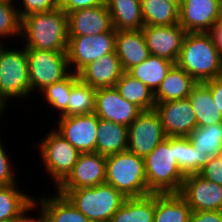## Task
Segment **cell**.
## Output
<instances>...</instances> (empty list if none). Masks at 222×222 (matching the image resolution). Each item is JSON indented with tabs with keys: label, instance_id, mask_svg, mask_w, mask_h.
Here are the masks:
<instances>
[{
	"label": "cell",
	"instance_id": "f546056e",
	"mask_svg": "<svg viewBox=\"0 0 222 222\" xmlns=\"http://www.w3.org/2000/svg\"><path fill=\"white\" fill-rule=\"evenodd\" d=\"M144 25L169 26L179 23V7L167 0H140Z\"/></svg>",
	"mask_w": 222,
	"mask_h": 222
},
{
	"label": "cell",
	"instance_id": "836d02e7",
	"mask_svg": "<svg viewBox=\"0 0 222 222\" xmlns=\"http://www.w3.org/2000/svg\"><path fill=\"white\" fill-rule=\"evenodd\" d=\"M196 150L209 157L222 154V123L207 127H197L189 136Z\"/></svg>",
	"mask_w": 222,
	"mask_h": 222
},
{
	"label": "cell",
	"instance_id": "d590c367",
	"mask_svg": "<svg viewBox=\"0 0 222 222\" xmlns=\"http://www.w3.org/2000/svg\"><path fill=\"white\" fill-rule=\"evenodd\" d=\"M13 36H21V19L17 6L0 2V39H11Z\"/></svg>",
	"mask_w": 222,
	"mask_h": 222
},
{
	"label": "cell",
	"instance_id": "8fae6325",
	"mask_svg": "<svg viewBox=\"0 0 222 222\" xmlns=\"http://www.w3.org/2000/svg\"><path fill=\"white\" fill-rule=\"evenodd\" d=\"M54 128L80 153L96 152L98 117L95 113L58 117Z\"/></svg>",
	"mask_w": 222,
	"mask_h": 222
},
{
	"label": "cell",
	"instance_id": "2e32d148",
	"mask_svg": "<svg viewBox=\"0 0 222 222\" xmlns=\"http://www.w3.org/2000/svg\"><path fill=\"white\" fill-rule=\"evenodd\" d=\"M142 112L125 100L115 87L96 89L94 113L99 119L129 126Z\"/></svg>",
	"mask_w": 222,
	"mask_h": 222
},
{
	"label": "cell",
	"instance_id": "ee69618b",
	"mask_svg": "<svg viewBox=\"0 0 222 222\" xmlns=\"http://www.w3.org/2000/svg\"><path fill=\"white\" fill-rule=\"evenodd\" d=\"M211 34L216 48L222 56V20L216 23L209 31Z\"/></svg>",
	"mask_w": 222,
	"mask_h": 222
},
{
	"label": "cell",
	"instance_id": "83f0119b",
	"mask_svg": "<svg viewBox=\"0 0 222 222\" xmlns=\"http://www.w3.org/2000/svg\"><path fill=\"white\" fill-rule=\"evenodd\" d=\"M155 194L126 198L110 222H153Z\"/></svg>",
	"mask_w": 222,
	"mask_h": 222
},
{
	"label": "cell",
	"instance_id": "f1b7e54d",
	"mask_svg": "<svg viewBox=\"0 0 222 222\" xmlns=\"http://www.w3.org/2000/svg\"><path fill=\"white\" fill-rule=\"evenodd\" d=\"M115 88L125 100L135 104L142 111L153 110L155 108L154 93L147 85L133 78L127 72L122 74L116 82Z\"/></svg>",
	"mask_w": 222,
	"mask_h": 222
},
{
	"label": "cell",
	"instance_id": "f6af8a7d",
	"mask_svg": "<svg viewBox=\"0 0 222 222\" xmlns=\"http://www.w3.org/2000/svg\"><path fill=\"white\" fill-rule=\"evenodd\" d=\"M0 2L17 6V4L14 2V0H0Z\"/></svg>",
	"mask_w": 222,
	"mask_h": 222
},
{
	"label": "cell",
	"instance_id": "f35d334b",
	"mask_svg": "<svg viewBox=\"0 0 222 222\" xmlns=\"http://www.w3.org/2000/svg\"><path fill=\"white\" fill-rule=\"evenodd\" d=\"M198 174L211 182L222 185V154L210 157Z\"/></svg>",
	"mask_w": 222,
	"mask_h": 222
},
{
	"label": "cell",
	"instance_id": "4fadbf2b",
	"mask_svg": "<svg viewBox=\"0 0 222 222\" xmlns=\"http://www.w3.org/2000/svg\"><path fill=\"white\" fill-rule=\"evenodd\" d=\"M106 156L97 152L80 153L77 163L55 190L90 188L105 183Z\"/></svg>",
	"mask_w": 222,
	"mask_h": 222
},
{
	"label": "cell",
	"instance_id": "d6986e66",
	"mask_svg": "<svg viewBox=\"0 0 222 222\" xmlns=\"http://www.w3.org/2000/svg\"><path fill=\"white\" fill-rule=\"evenodd\" d=\"M124 73L116 54L109 53L101 59L90 62L77 74L81 81L95 89L115 87L116 82Z\"/></svg>",
	"mask_w": 222,
	"mask_h": 222
},
{
	"label": "cell",
	"instance_id": "c3c4849f",
	"mask_svg": "<svg viewBox=\"0 0 222 222\" xmlns=\"http://www.w3.org/2000/svg\"><path fill=\"white\" fill-rule=\"evenodd\" d=\"M5 114V110H4V108L0 105V117L2 116V114L3 113ZM0 120H1V118H0Z\"/></svg>",
	"mask_w": 222,
	"mask_h": 222
},
{
	"label": "cell",
	"instance_id": "7c38bea8",
	"mask_svg": "<svg viewBox=\"0 0 222 222\" xmlns=\"http://www.w3.org/2000/svg\"><path fill=\"white\" fill-rule=\"evenodd\" d=\"M167 137H188L197 128V118L188 98L156 103Z\"/></svg>",
	"mask_w": 222,
	"mask_h": 222
},
{
	"label": "cell",
	"instance_id": "30bf717a",
	"mask_svg": "<svg viewBox=\"0 0 222 222\" xmlns=\"http://www.w3.org/2000/svg\"><path fill=\"white\" fill-rule=\"evenodd\" d=\"M166 138L158 113L154 109L142 111L128 126L127 150L145 158Z\"/></svg>",
	"mask_w": 222,
	"mask_h": 222
},
{
	"label": "cell",
	"instance_id": "cb8c5ba5",
	"mask_svg": "<svg viewBox=\"0 0 222 222\" xmlns=\"http://www.w3.org/2000/svg\"><path fill=\"white\" fill-rule=\"evenodd\" d=\"M116 31L141 30L144 26L140 0H106Z\"/></svg>",
	"mask_w": 222,
	"mask_h": 222
},
{
	"label": "cell",
	"instance_id": "277c9868",
	"mask_svg": "<svg viewBox=\"0 0 222 222\" xmlns=\"http://www.w3.org/2000/svg\"><path fill=\"white\" fill-rule=\"evenodd\" d=\"M105 183L126 198L151 194L147 187L144 158L128 150L106 156Z\"/></svg>",
	"mask_w": 222,
	"mask_h": 222
},
{
	"label": "cell",
	"instance_id": "9c48e42d",
	"mask_svg": "<svg viewBox=\"0 0 222 222\" xmlns=\"http://www.w3.org/2000/svg\"><path fill=\"white\" fill-rule=\"evenodd\" d=\"M116 34L117 31L112 28L95 36H68L67 58L70 71L78 73L90 62L114 53Z\"/></svg>",
	"mask_w": 222,
	"mask_h": 222
},
{
	"label": "cell",
	"instance_id": "e575fe53",
	"mask_svg": "<svg viewBox=\"0 0 222 222\" xmlns=\"http://www.w3.org/2000/svg\"><path fill=\"white\" fill-rule=\"evenodd\" d=\"M96 89L80 79L72 86L68 101V117L94 113Z\"/></svg>",
	"mask_w": 222,
	"mask_h": 222
},
{
	"label": "cell",
	"instance_id": "ac0fdd59",
	"mask_svg": "<svg viewBox=\"0 0 222 222\" xmlns=\"http://www.w3.org/2000/svg\"><path fill=\"white\" fill-rule=\"evenodd\" d=\"M67 17L68 36H95L113 28L106 4L74 10Z\"/></svg>",
	"mask_w": 222,
	"mask_h": 222
},
{
	"label": "cell",
	"instance_id": "d6a6232c",
	"mask_svg": "<svg viewBox=\"0 0 222 222\" xmlns=\"http://www.w3.org/2000/svg\"><path fill=\"white\" fill-rule=\"evenodd\" d=\"M79 80L78 74L71 72L66 78L47 86L41 91L45 102L56 111L57 117H68V101L72 86Z\"/></svg>",
	"mask_w": 222,
	"mask_h": 222
},
{
	"label": "cell",
	"instance_id": "9a60e30c",
	"mask_svg": "<svg viewBox=\"0 0 222 222\" xmlns=\"http://www.w3.org/2000/svg\"><path fill=\"white\" fill-rule=\"evenodd\" d=\"M141 30L149 54L165 58L176 64L187 34L179 23L169 26L144 25Z\"/></svg>",
	"mask_w": 222,
	"mask_h": 222
},
{
	"label": "cell",
	"instance_id": "b9f144b4",
	"mask_svg": "<svg viewBox=\"0 0 222 222\" xmlns=\"http://www.w3.org/2000/svg\"><path fill=\"white\" fill-rule=\"evenodd\" d=\"M191 222H222V211H192Z\"/></svg>",
	"mask_w": 222,
	"mask_h": 222
},
{
	"label": "cell",
	"instance_id": "7dc6e473",
	"mask_svg": "<svg viewBox=\"0 0 222 222\" xmlns=\"http://www.w3.org/2000/svg\"><path fill=\"white\" fill-rule=\"evenodd\" d=\"M219 11H220V16L222 20V0H219Z\"/></svg>",
	"mask_w": 222,
	"mask_h": 222
},
{
	"label": "cell",
	"instance_id": "484cf974",
	"mask_svg": "<svg viewBox=\"0 0 222 222\" xmlns=\"http://www.w3.org/2000/svg\"><path fill=\"white\" fill-rule=\"evenodd\" d=\"M188 99L196 114L197 127H207L222 123L221 112L214 102L210 88L205 83H197L193 87Z\"/></svg>",
	"mask_w": 222,
	"mask_h": 222
},
{
	"label": "cell",
	"instance_id": "6da1fadb",
	"mask_svg": "<svg viewBox=\"0 0 222 222\" xmlns=\"http://www.w3.org/2000/svg\"><path fill=\"white\" fill-rule=\"evenodd\" d=\"M26 49L67 52L68 17L57 7L50 12L29 14L21 19V36ZM25 40V41H24Z\"/></svg>",
	"mask_w": 222,
	"mask_h": 222
},
{
	"label": "cell",
	"instance_id": "5bb4252c",
	"mask_svg": "<svg viewBox=\"0 0 222 222\" xmlns=\"http://www.w3.org/2000/svg\"><path fill=\"white\" fill-rule=\"evenodd\" d=\"M179 194L192 211H222V185L199 174L186 175Z\"/></svg>",
	"mask_w": 222,
	"mask_h": 222
},
{
	"label": "cell",
	"instance_id": "ba28073f",
	"mask_svg": "<svg viewBox=\"0 0 222 222\" xmlns=\"http://www.w3.org/2000/svg\"><path fill=\"white\" fill-rule=\"evenodd\" d=\"M31 93L66 78L70 73L67 52L26 49ZM35 90V91H34Z\"/></svg>",
	"mask_w": 222,
	"mask_h": 222
},
{
	"label": "cell",
	"instance_id": "bcb514c9",
	"mask_svg": "<svg viewBox=\"0 0 222 222\" xmlns=\"http://www.w3.org/2000/svg\"><path fill=\"white\" fill-rule=\"evenodd\" d=\"M167 1H170V2H172L174 4H176L179 7L183 0H167Z\"/></svg>",
	"mask_w": 222,
	"mask_h": 222
},
{
	"label": "cell",
	"instance_id": "d4e9b609",
	"mask_svg": "<svg viewBox=\"0 0 222 222\" xmlns=\"http://www.w3.org/2000/svg\"><path fill=\"white\" fill-rule=\"evenodd\" d=\"M192 210L179 193L155 194L153 222H191Z\"/></svg>",
	"mask_w": 222,
	"mask_h": 222
},
{
	"label": "cell",
	"instance_id": "e0dca14e",
	"mask_svg": "<svg viewBox=\"0 0 222 222\" xmlns=\"http://www.w3.org/2000/svg\"><path fill=\"white\" fill-rule=\"evenodd\" d=\"M221 20L219 0H183L179 25L187 32H209Z\"/></svg>",
	"mask_w": 222,
	"mask_h": 222
},
{
	"label": "cell",
	"instance_id": "60d3db41",
	"mask_svg": "<svg viewBox=\"0 0 222 222\" xmlns=\"http://www.w3.org/2000/svg\"><path fill=\"white\" fill-rule=\"evenodd\" d=\"M204 83L210 88L214 102L222 115V75Z\"/></svg>",
	"mask_w": 222,
	"mask_h": 222
},
{
	"label": "cell",
	"instance_id": "ffe728a7",
	"mask_svg": "<svg viewBox=\"0 0 222 222\" xmlns=\"http://www.w3.org/2000/svg\"><path fill=\"white\" fill-rule=\"evenodd\" d=\"M115 52L124 72L142 63L150 55L142 30L117 31Z\"/></svg>",
	"mask_w": 222,
	"mask_h": 222
},
{
	"label": "cell",
	"instance_id": "603a6c76",
	"mask_svg": "<svg viewBox=\"0 0 222 222\" xmlns=\"http://www.w3.org/2000/svg\"><path fill=\"white\" fill-rule=\"evenodd\" d=\"M128 148V127L98 118L96 152L110 156Z\"/></svg>",
	"mask_w": 222,
	"mask_h": 222
},
{
	"label": "cell",
	"instance_id": "7402d4cb",
	"mask_svg": "<svg viewBox=\"0 0 222 222\" xmlns=\"http://www.w3.org/2000/svg\"><path fill=\"white\" fill-rule=\"evenodd\" d=\"M46 216V222H92L81 213L64 195H41L34 199Z\"/></svg>",
	"mask_w": 222,
	"mask_h": 222
},
{
	"label": "cell",
	"instance_id": "4dcf8cb0",
	"mask_svg": "<svg viewBox=\"0 0 222 222\" xmlns=\"http://www.w3.org/2000/svg\"><path fill=\"white\" fill-rule=\"evenodd\" d=\"M17 184L0 187V222L15 220L34 202V196L24 193Z\"/></svg>",
	"mask_w": 222,
	"mask_h": 222
},
{
	"label": "cell",
	"instance_id": "5b68a950",
	"mask_svg": "<svg viewBox=\"0 0 222 222\" xmlns=\"http://www.w3.org/2000/svg\"><path fill=\"white\" fill-rule=\"evenodd\" d=\"M64 195L92 222H110L113 214L123 205L126 197L113 186L104 183L74 190H56Z\"/></svg>",
	"mask_w": 222,
	"mask_h": 222
},
{
	"label": "cell",
	"instance_id": "1f68e13d",
	"mask_svg": "<svg viewBox=\"0 0 222 222\" xmlns=\"http://www.w3.org/2000/svg\"><path fill=\"white\" fill-rule=\"evenodd\" d=\"M174 149L176 161L185 176L198 174L210 158L207 153L196 150L188 137H174Z\"/></svg>",
	"mask_w": 222,
	"mask_h": 222
},
{
	"label": "cell",
	"instance_id": "4316f807",
	"mask_svg": "<svg viewBox=\"0 0 222 222\" xmlns=\"http://www.w3.org/2000/svg\"><path fill=\"white\" fill-rule=\"evenodd\" d=\"M174 65L170 60L150 54L146 60L130 68L127 73L147 85L154 93Z\"/></svg>",
	"mask_w": 222,
	"mask_h": 222
},
{
	"label": "cell",
	"instance_id": "74e56055",
	"mask_svg": "<svg viewBox=\"0 0 222 222\" xmlns=\"http://www.w3.org/2000/svg\"><path fill=\"white\" fill-rule=\"evenodd\" d=\"M2 144L0 137V187L18 183V177L15 176L16 171L15 168L13 169L11 158L7 150H5L4 144Z\"/></svg>",
	"mask_w": 222,
	"mask_h": 222
},
{
	"label": "cell",
	"instance_id": "681fc988",
	"mask_svg": "<svg viewBox=\"0 0 222 222\" xmlns=\"http://www.w3.org/2000/svg\"><path fill=\"white\" fill-rule=\"evenodd\" d=\"M1 222H15V220H7V221H1Z\"/></svg>",
	"mask_w": 222,
	"mask_h": 222
},
{
	"label": "cell",
	"instance_id": "3957f363",
	"mask_svg": "<svg viewBox=\"0 0 222 222\" xmlns=\"http://www.w3.org/2000/svg\"><path fill=\"white\" fill-rule=\"evenodd\" d=\"M148 191L152 194L179 193L185 175L176 161L174 137H167L145 158Z\"/></svg>",
	"mask_w": 222,
	"mask_h": 222
},
{
	"label": "cell",
	"instance_id": "44dd1931",
	"mask_svg": "<svg viewBox=\"0 0 222 222\" xmlns=\"http://www.w3.org/2000/svg\"><path fill=\"white\" fill-rule=\"evenodd\" d=\"M198 82L176 64L154 92L155 103L188 98Z\"/></svg>",
	"mask_w": 222,
	"mask_h": 222
},
{
	"label": "cell",
	"instance_id": "52a82bcc",
	"mask_svg": "<svg viewBox=\"0 0 222 222\" xmlns=\"http://www.w3.org/2000/svg\"><path fill=\"white\" fill-rule=\"evenodd\" d=\"M38 145L32 143L35 148H39L43 167L51 176L55 188L67 177L73 166L77 163L80 152L72 146L54 128L42 138Z\"/></svg>",
	"mask_w": 222,
	"mask_h": 222
},
{
	"label": "cell",
	"instance_id": "8992f818",
	"mask_svg": "<svg viewBox=\"0 0 222 222\" xmlns=\"http://www.w3.org/2000/svg\"><path fill=\"white\" fill-rule=\"evenodd\" d=\"M30 94L26 48L5 49L0 44V105L6 110L9 99L28 98Z\"/></svg>",
	"mask_w": 222,
	"mask_h": 222
},
{
	"label": "cell",
	"instance_id": "7a4b0ae2",
	"mask_svg": "<svg viewBox=\"0 0 222 222\" xmlns=\"http://www.w3.org/2000/svg\"><path fill=\"white\" fill-rule=\"evenodd\" d=\"M176 65L198 83L222 75V56L209 32H187Z\"/></svg>",
	"mask_w": 222,
	"mask_h": 222
},
{
	"label": "cell",
	"instance_id": "7bdbcfd3",
	"mask_svg": "<svg viewBox=\"0 0 222 222\" xmlns=\"http://www.w3.org/2000/svg\"><path fill=\"white\" fill-rule=\"evenodd\" d=\"M38 208V209H37ZM39 210L36 217L28 216L29 212L32 210ZM39 215V216H38ZM15 222H46V216L41 207H38L37 203L34 201L29 207H27L16 219Z\"/></svg>",
	"mask_w": 222,
	"mask_h": 222
},
{
	"label": "cell",
	"instance_id": "ab89813d",
	"mask_svg": "<svg viewBox=\"0 0 222 222\" xmlns=\"http://www.w3.org/2000/svg\"><path fill=\"white\" fill-rule=\"evenodd\" d=\"M106 4V0H58V7L62 8L66 14L74 10L95 7Z\"/></svg>",
	"mask_w": 222,
	"mask_h": 222
},
{
	"label": "cell",
	"instance_id": "8d00e7d4",
	"mask_svg": "<svg viewBox=\"0 0 222 222\" xmlns=\"http://www.w3.org/2000/svg\"><path fill=\"white\" fill-rule=\"evenodd\" d=\"M22 7H17L20 19L41 12H50L58 7V0H21Z\"/></svg>",
	"mask_w": 222,
	"mask_h": 222
}]
</instances>
